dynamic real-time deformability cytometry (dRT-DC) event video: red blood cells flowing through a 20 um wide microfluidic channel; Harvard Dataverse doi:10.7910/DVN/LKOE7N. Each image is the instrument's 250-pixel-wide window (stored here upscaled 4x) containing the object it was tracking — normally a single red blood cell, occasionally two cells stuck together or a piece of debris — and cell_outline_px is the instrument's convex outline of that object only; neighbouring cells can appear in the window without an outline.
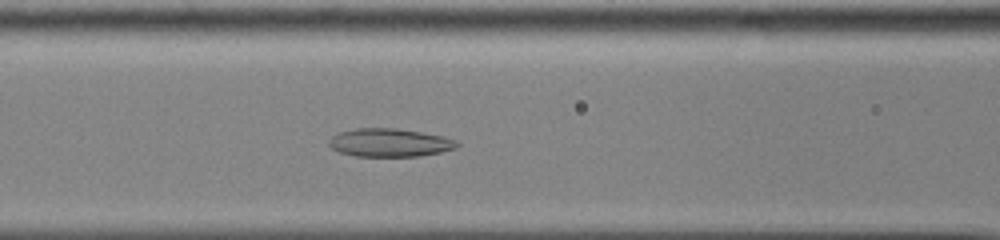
{"species": "common noctule bat (a hibernating species)", "species_latin": "Nyctalus noctula", "temperature_condition": "cold", "stored_images_in_passage": 42, "camera_frame_rate_fps": 3000, "um_per_image_px": 0.085, "animal": {"sex": "male", "body_mass_g": 13.0, "forearm_length_mm": 53.1}, "frame": {"image": 1, "passage_image": 13, "time_ms": 4.0, "image_size_px": [1000, 240], "cell_outline_px": [[460, 144], [456, 148], [440, 152], [420, 156], [356, 156], [340, 152], [332, 148], [328, 144], [328, 140], [332, 136], [340, 132], [356, 128], [396, 128], [444, 136], [456, 140]], "centroid_in_image_um": [33.13, 12.12], "position_along_channel_um": 133.5, "area_um2": 21.04}}
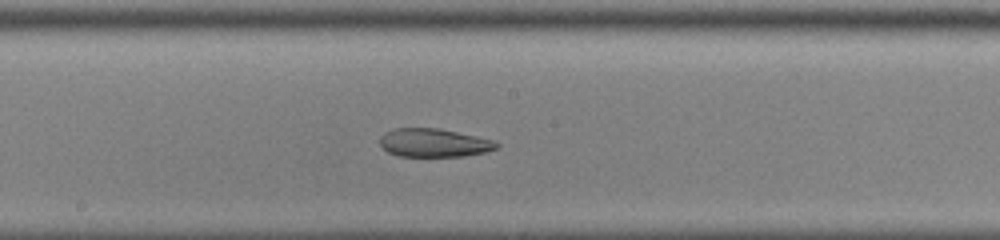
{"frame": {"image": 2, "passage_image": 19, "time_ms": 6.0, "image_size_px": [1000, 240], "cell_outline_px": [[500, 144], [496, 148], [484, 152], [464, 156], [400, 156], [388, 152], [380, 144], [380, 136], [384, 132], [392, 128], [440, 128], [476, 136], [492, 140]], "centroid_in_image_um": [36.85, 12.13], "position_along_channel_um": 211.4, "area_um2": 19.25}}
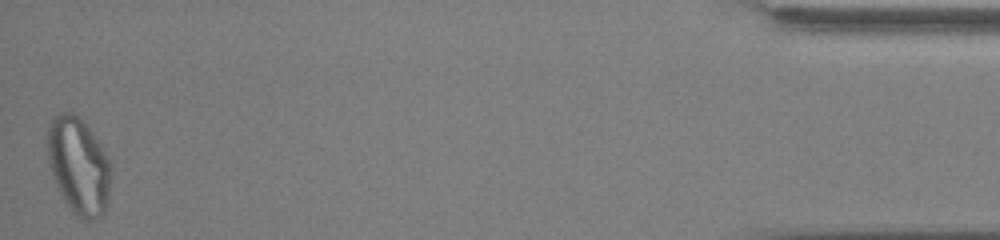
{"frame": {"image": 3, "passage_image": 42, "time_ms": 13.667, "image_size_px": [1000, 240], "cell_outline_px": [[112, 168], [108, 204], [104, 212], [100, 216], [88, 220], [84, 220], [76, 216], [72, 212], [60, 192], [52, 176], [48, 160], [48, 124], [52, 116], [60, 112], [72, 112], [88, 128], [100, 144], [108, 156], [112, 164]], "centroid_in_image_um": [6.7, 14.11], "position_along_channel_um": 428.5, "area_um2": 35.89}, "authors_computed_cell_mechanics": {"area_um2": 24.9407, "velocity_mm_per_s": 3.8993, "shape_relaxation_time_tau1_ms": null, "shape_relaxation_time_tau2_ms": 3.4573, "deformation_change_tau1": null, "deformation_change_tau2": 0.1049}}